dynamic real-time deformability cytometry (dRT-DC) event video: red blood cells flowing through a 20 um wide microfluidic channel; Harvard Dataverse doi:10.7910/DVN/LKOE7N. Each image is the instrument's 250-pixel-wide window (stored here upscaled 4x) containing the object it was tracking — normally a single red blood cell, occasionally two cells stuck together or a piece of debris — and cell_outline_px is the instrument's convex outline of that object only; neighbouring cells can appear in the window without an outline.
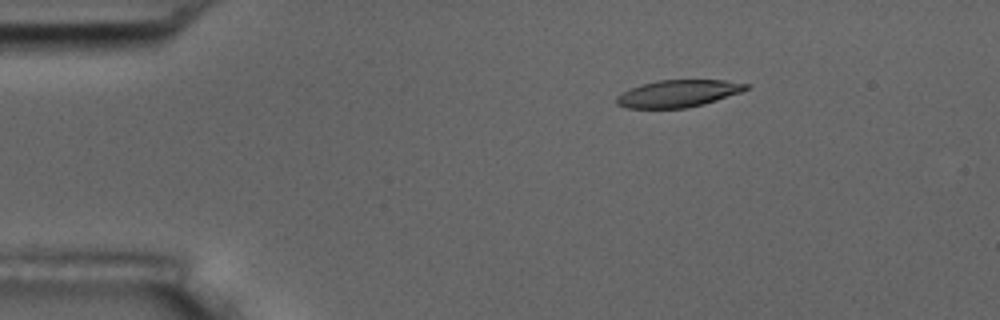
{"species": "common noctule bat (a hibernating species)", "species_latin": "Nyctalus noctula", "temperature_condition": "room temperature", "stored_images_in_passage": 4, "camera_frame_rate_fps": 3000, "um_per_image_px": 0.085, "animal": {"sex": "male", "body_mass_g": 17.5, "forearm_length_mm": 52.3}, "frame": {"image": 1, "passage_image": 2, "time_ms": 0.333, "image_size_px": [1000, 320], "cell_outline_px": [[752, 84], [748, 88], [740, 92], [704, 104], [688, 108], [628, 108], [616, 104], [616, 96], [640, 84], [656, 80], [724, 80]], "centroid_in_image_um": [57.65, 7.94], "position_along_channel_um": 27.4, "area_um2": 20.46}}